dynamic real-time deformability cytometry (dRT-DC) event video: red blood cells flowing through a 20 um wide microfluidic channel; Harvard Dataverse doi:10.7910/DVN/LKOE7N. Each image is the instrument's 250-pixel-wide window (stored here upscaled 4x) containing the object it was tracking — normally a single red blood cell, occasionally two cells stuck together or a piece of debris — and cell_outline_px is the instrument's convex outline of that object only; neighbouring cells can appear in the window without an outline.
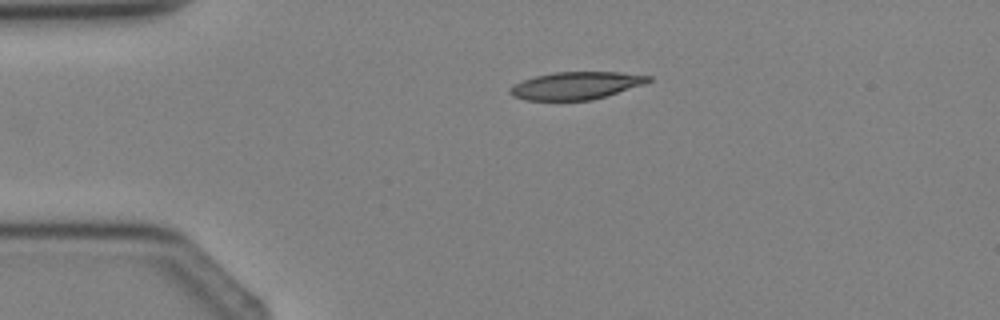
{"species": "Egyptian fruit bat (a non-hibernating species)", "species_latin": "Rousettus aegyptiacus", "temperature_condition": "cold", "stored_images_in_passage": 4, "camera_frame_rate_fps": 3000, "um_per_image_px": 0.085, "animal": {"sex": "female"}, "frame": {"image": 1, "passage_image": 3, "time_ms": 2.333, "image_size_px": [1000, 320], "cell_outline_px": [[652, 80], [644, 84], [592, 100], [524, 100], [512, 96], [508, 92], [508, 88], [524, 80], [536, 76], [556, 72], [616, 72], [652, 76]], "centroid_in_image_um": [48.95, 7.28], "position_along_channel_um": 36.1, "area_um2": 22.02}}